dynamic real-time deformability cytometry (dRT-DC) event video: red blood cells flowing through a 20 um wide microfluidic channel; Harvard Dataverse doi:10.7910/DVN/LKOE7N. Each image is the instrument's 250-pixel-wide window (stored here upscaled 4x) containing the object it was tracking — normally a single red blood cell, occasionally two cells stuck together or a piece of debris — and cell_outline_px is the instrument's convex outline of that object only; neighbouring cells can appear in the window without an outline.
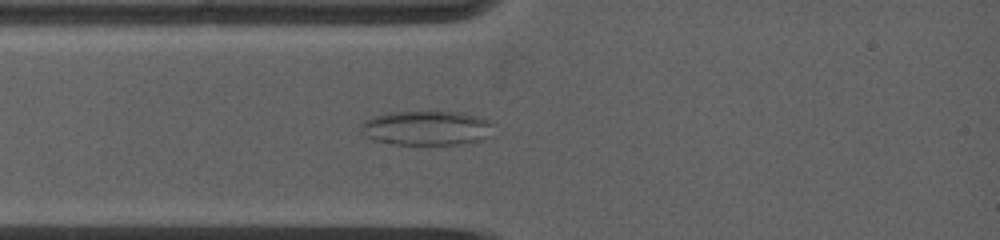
{"species": "common noctule bat (a hibernating species)", "species_latin": "Nyctalus noctula", "temperature_condition": "warm", "stored_images_in_passage": 25, "camera_frame_rate_fps": 5000, "um_per_image_px": 0.085, "animal": {"sex": "female", "body_mass_g": 19.0, "forearm_length_mm": 53.3}, "frame": {"image": 1, "passage_image": 5, "time_ms": 2.0, "image_size_px": [1000, 240], "cell_outline_px": [[492, 124], [488, 136], [480, 140], [460, 144], [392, 144], [372, 140], [360, 132], [360, 124], [364, 120], [372, 116], [388, 112], [428, 108], [464, 112], [488, 120]], "centroid_in_image_um": [36.18, 10.82], "position_along_channel_um": 48.8, "area_um2": 27.74}}
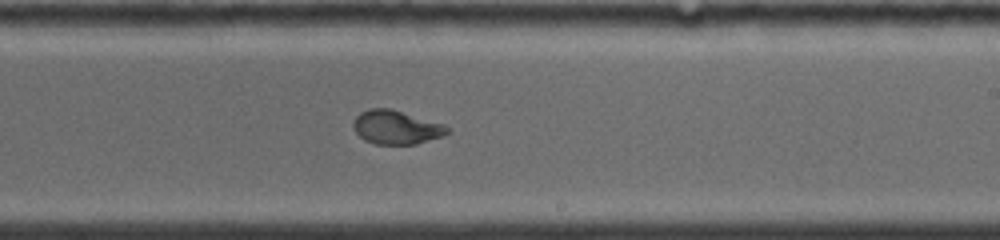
{"frame": {"image": 2, "passage_image": 15, "time_ms": 7.2, "image_size_px": [1000, 240], "cell_outline_px": [[452, 132], [416, 144], [376, 144], [364, 140], [352, 128], [352, 120], [360, 112], [368, 108], [388, 108], [444, 124]], "centroid_in_image_um": [33.63, 10.82], "position_along_channel_um": 255.4, "area_um2": 18.44}}
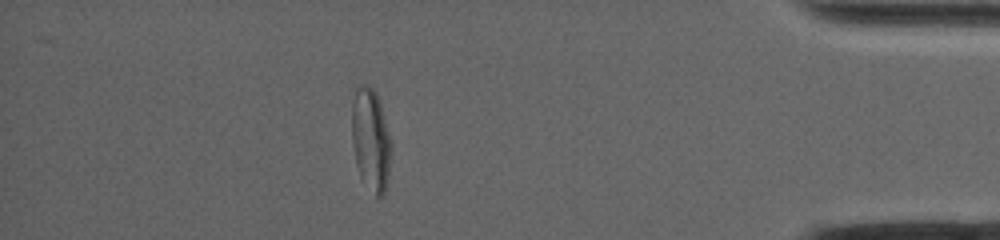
{"frame": {"image": 3, "passage_image": 25, "time_ms": 12.2, "image_size_px": [1000, 240], "cell_outline_px": [[392, 148], [388, 176], [384, 192], [380, 196], [376, 196], [360, 176], [356, 164], [352, 144], [352, 104], [356, 88], [360, 84], [368, 84], [376, 92], [384, 116], [392, 144]], "centroid_in_image_um": [31.51, 11.83], "position_along_channel_um": 403.7, "area_um2": 23.41}, "authors_computed_cell_mechanics": {"area_um2": 20.6924, "velocity_mm_per_s": 3.9656, "shape_relaxation_time_tau1_ms": null, "shape_relaxation_time_tau2_ms": 1.336, "deformation_change_tau1": null, "deformation_change_tau2": 0.0603}}